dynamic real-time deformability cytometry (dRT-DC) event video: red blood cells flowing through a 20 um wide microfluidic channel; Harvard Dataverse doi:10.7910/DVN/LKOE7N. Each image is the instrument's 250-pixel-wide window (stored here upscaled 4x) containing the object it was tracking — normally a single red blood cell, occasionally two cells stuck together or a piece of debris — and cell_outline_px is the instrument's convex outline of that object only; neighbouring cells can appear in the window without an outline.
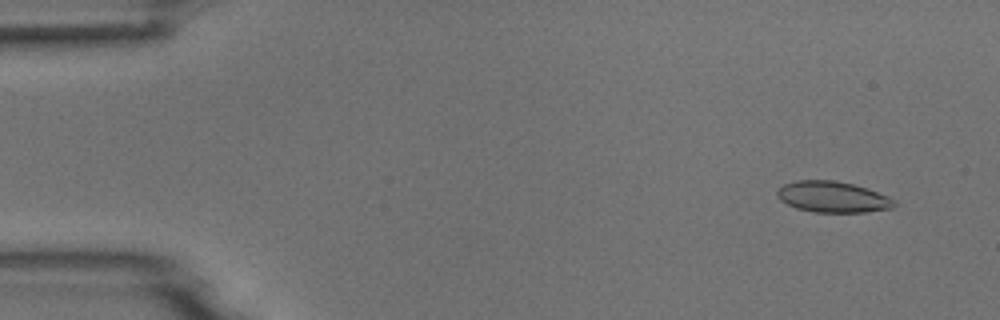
{"species": "common noctule bat (a hibernating species)", "species_latin": "Nyctalus noctula", "temperature_condition": "room temperature", "stored_images_in_passage": 5, "camera_frame_rate_fps": 3000, "um_per_image_px": 0.085, "animal": {"sex": "male", "body_mass_g": 18.8}, "frame": {"image": 1, "passage_image": 1, "time_ms": 0.0, "image_size_px": [1000, 320], "cell_outline_px": [[896, 204], [892, 208], [864, 212], [816, 212], [796, 208], [780, 200], [776, 196], [776, 192], [784, 184], [796, 180], [836, 180], [868, 188], [888, 196], [896, 200]], "centroid_in_image_um": [70.79, 16.73], "position_along_channel_um": 14.2, "area_um2": 21.21}}
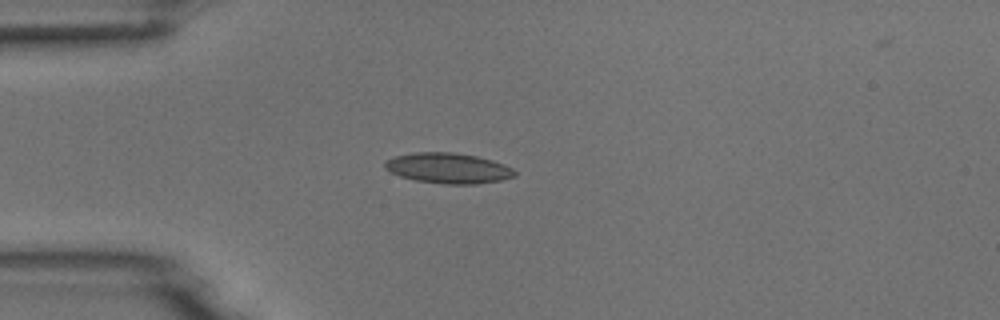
{"frame": {"image": 2, "passage_image": 4, "time_ms": 3.333, "image_size_px": [1000, 320], "cell_outline_px": [[516, 176], [500, 180], [476, 184], [444, 184], [416, 180], [400, 176], [384, 168], [384, 164], [392, 156], [416, 152], [452, 152], [476, 156], [492, 160], [504, 164], [512, 168], [516, 172]], "centroid_in_image_um": [38.1, 14.29], "position_along_channel_um": 46.9, "area_um2": 22.95}}